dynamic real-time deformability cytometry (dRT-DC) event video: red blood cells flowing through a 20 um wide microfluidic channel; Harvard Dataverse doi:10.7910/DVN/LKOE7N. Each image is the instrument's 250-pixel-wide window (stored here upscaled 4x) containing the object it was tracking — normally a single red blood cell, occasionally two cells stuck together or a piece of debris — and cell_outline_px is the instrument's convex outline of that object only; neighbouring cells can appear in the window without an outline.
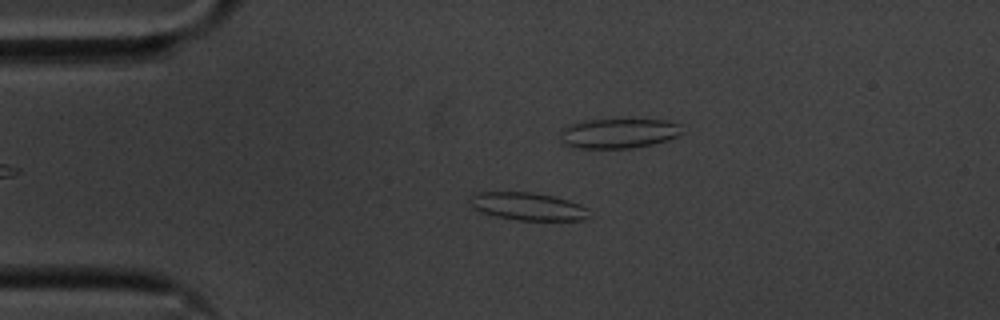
{"species": "common noctule bat (a hibernating species)", "species_latin": "Nyctalus noctula", "temperature_condition": "cold", "stored_images_in_passage": 46, "camera_frame_rate_fps": 3000, "um_per_image_px": 0.085, "animal": {"sex": "male", "body_mass_g": 20.1, "forearm_length_mm": 53.5}, "frame": {"image": 1, "passage_image": 2, "time_ms": 0.333, "image_size_px": [1000, 320], "cell_outline_px": [[588, 216], [584, 220], [516, 220], [496, 216], [480, 212], [472, 208], [472, 196], [476, 192], [532, 192], [552, 196], [568, 200], [580, 204], [588, 208]], "centroid_in_image_um": [44.88, 17.55], "position_along_channel_um": 40.1, "area_um2": 19.13}}
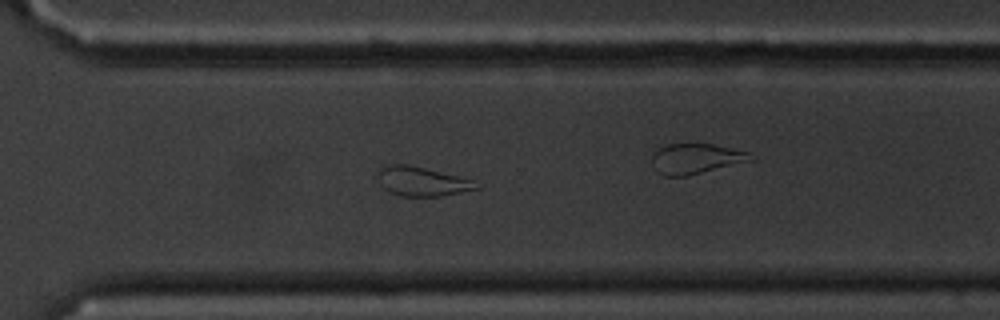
{"frame": {"image": 2, "passage_image": 29, "time_ms": 9.333, "image_size_px": [1000, 320], "cell_outline_px": [[484, 184], [480, 188], [440, 196], [400, 196], [388, 192], [380, 184], [376, 176], [376, 172], [380, 164], [404, 164], [424, 168], [472, 180]], "centroid_in_image_um": [35.8, 15.41], "position_along_channel_um": 334.8, "area_um2": 16.99}}
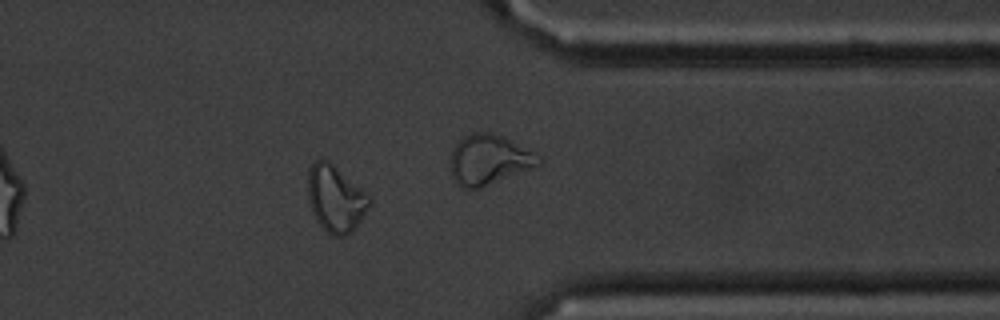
{"frame": {"image": 3, "passage_image": 34, "time_ms": 11.0, "image_size_px": [1000, 320], "cell_outline_px": [[372, 204], [356, 228], [352, 232], [344, 236], [332, 236], [316, 220], [312, 212], [308, 200], [308, 168], [316, 160], [328, 160], [360, 188], [372, 200]], "centroid_in_image_um": [28.52, 16.92], "position_along_channel_um": 382.9, "area_um2": 23.76}, "authors_computed_cell_mechanics": {"area_um2": 17.4556, "velocity_mm_per_s": 3.5614, "shape_relaxation_time_tau1_ms": null, "shape_relaxation_time_tau2_ms": 3.418, "deformation_change_tau1": null, "deformation_change_tau2": 0.1321}}